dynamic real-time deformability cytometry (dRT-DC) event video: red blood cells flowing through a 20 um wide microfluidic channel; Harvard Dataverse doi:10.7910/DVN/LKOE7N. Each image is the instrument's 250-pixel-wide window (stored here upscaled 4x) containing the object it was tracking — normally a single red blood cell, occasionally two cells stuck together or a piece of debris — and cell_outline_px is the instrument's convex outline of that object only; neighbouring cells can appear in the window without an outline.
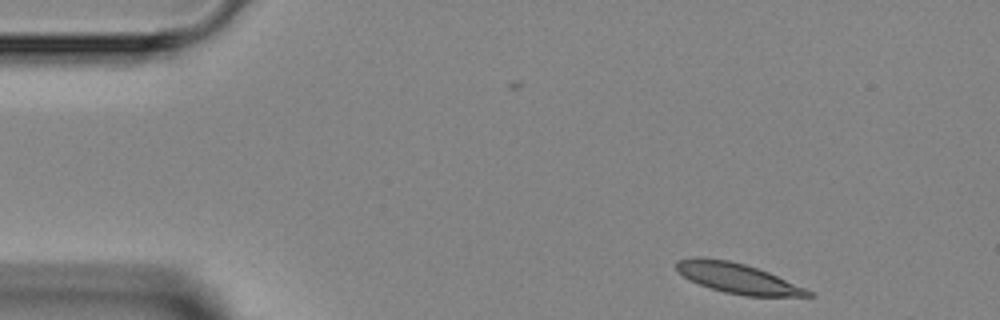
{"species": "Egyptian fruit bat (a non-hibernating species)", "species_latin": "Rousettus aegyptiacus", "temperature_condition": "room temperature", "stored_images_in_passage": 3, "camera_frame_rate_fps": 3000, "um_per_image_px": 0.085, "animal": {"sex": "female"}, "frame": {"image": 1, "passage_image": 1, "time_ms": 0.0, "image_size_px": [1000, 320], "cell_outline_px": [[816, 296], [744, 296], [724, 292], [700, 284], [684, 276], [676, 268], [676, 260], [700, 256], [728, 260], [744, 264], [768, 272], [804, 288], [812, 292]], "centroid_in_image_um": [62.68, 23.64], "position_along_channel_um": 22.3, "area_um2": 22.72}}